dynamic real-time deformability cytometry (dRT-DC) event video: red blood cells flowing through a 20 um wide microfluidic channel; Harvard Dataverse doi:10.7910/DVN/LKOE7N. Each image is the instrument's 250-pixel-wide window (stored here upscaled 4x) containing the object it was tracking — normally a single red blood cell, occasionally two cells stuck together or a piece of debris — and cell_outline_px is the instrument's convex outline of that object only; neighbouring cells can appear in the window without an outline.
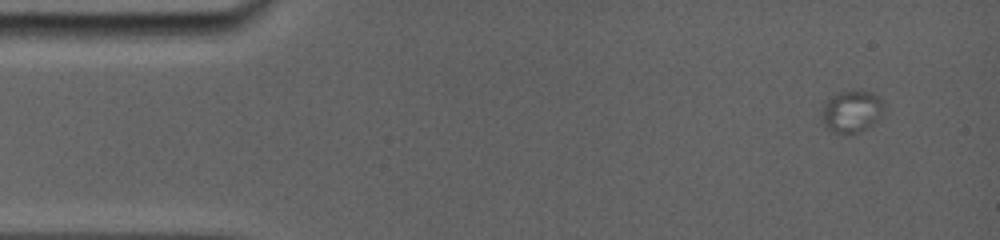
{"species": "common noctule bat (a hibernating species)", "species_latin": "Nyctalus noctula", "temperature_condition": "room temperature", "stored_images_in_passage": 28, "camera_frame_rate_fps": 5000, "um_per_image_px": 0.085, "animal": {"sex": "female", "body_mass_g": 19.0, "forearm_length_mm": 56.7}, "frame": {"image": 1, "passage_image": 1, "time_ms": 0.0, "image_size_px": [1000, 240], "cell_outline_px": [[884, 104], [876, 120], [864, 128], [856, 132], [832, 132], [824, 124], [824, 104], [832, 96], [840, 92], [868, 92], [880, 96]], "centroid_in_image_um": [72.39, 9.45], "position_along_channel_um": 12.6, "area_um2": 14.16}}
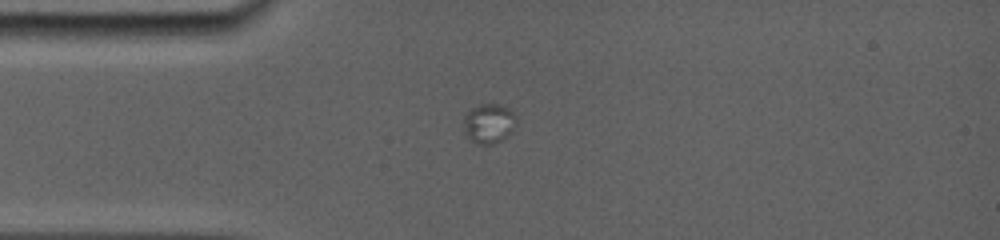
{"frame": {"image": 2, "passage_image": 9, "time_ms": 3.4, "image_size_px": [1000, 240], "cell_outline_px": [[516, 124], [508, 136], [504, 140], [492, 144], [476, 144], [468, 140], [464, 132], [464, 116], [472, 108], [480, 104], [500, 104], [508, 108], [516, 116]], "centroid_in_image_um": [41.55, 10.52], "position_along_channel_um": 43.5, "area_um2": 12.37}}